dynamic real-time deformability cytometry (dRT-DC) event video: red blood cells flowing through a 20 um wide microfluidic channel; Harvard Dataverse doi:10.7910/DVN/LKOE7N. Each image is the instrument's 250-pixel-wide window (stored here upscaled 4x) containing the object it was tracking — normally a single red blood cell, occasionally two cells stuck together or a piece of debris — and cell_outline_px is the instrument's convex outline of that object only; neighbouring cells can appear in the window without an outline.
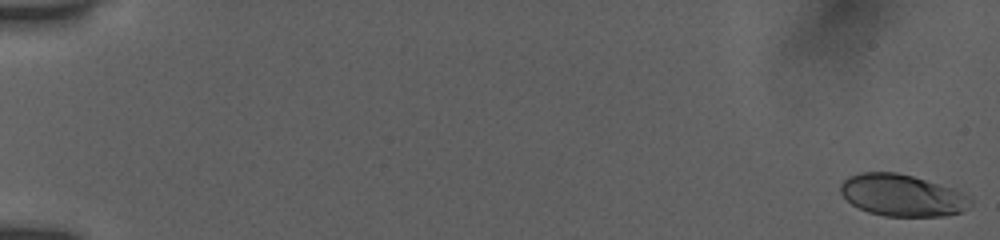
{"species": "human", "species_latin": "Homo sapiens", "temperature_condition": "room temperature", "stored_images_in_passage": 54, "camera_frame_rate_fps": 3000, "um_per_image_px": 0.085, "donor": {"sex": "female"}, "frame": {"image": 1, "passage_image": 1, "time_ms": 0.0, "image_size_px": [1000, 240], "cell_outline_px": [[972, 204], [968, 208], [960, 212], [944, 216], [884, 216], [868, 212], [852, 204], [840, 192], [840, 184], [848, 176], [860, 172], [896, 172], [912, 176], [952, 188], [968, 196], [972, 200]], "centroid_in_image_um": [76.67, 16.6], "position_along_channel_um": 8.3, "area_um2": 31.56}}
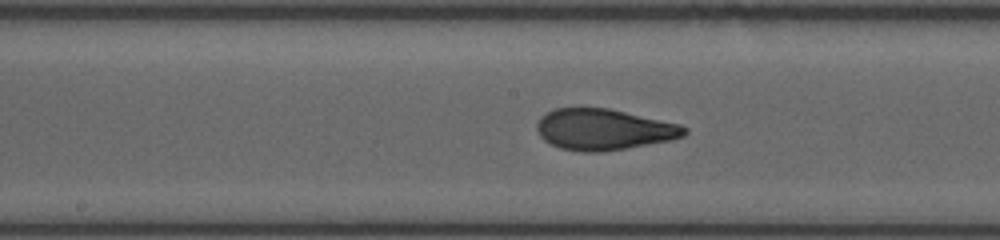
{"frame": {"image": 2, "passage_image": 30, "time_ms": 9.667, "image_size_px": [1000, 240], "cell_outline_px": [[688, 132], [684, 136], [672, 140], [624, 148], [596, 152], [584, 152], [560, 148], [544, 140], [540, 136], [536, 128], [536, 124], [540, 116], [556, 108], [608, 108], [680, 124], [688, 128]], "centroid_in_image_um": [51.32, 11.0], "position_along_channel_um": 196.9, "area_um2": 35.14}}
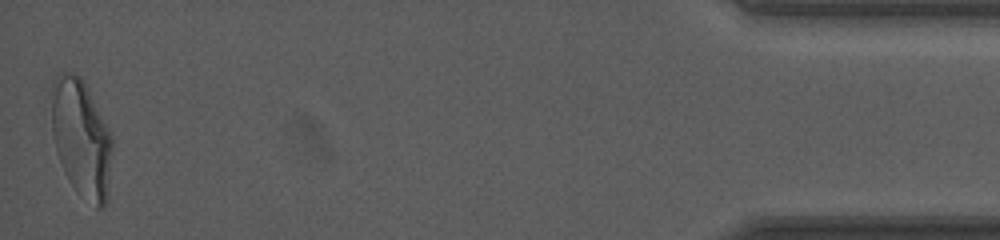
{"frame": {"image": 3, "passage_image": 54, "time_ms": 17.667, "image_size_px": [1000, 240], "cell_outline_px": [[112, 152], [108, 200], [104, 208], [96, 208], [76, 192], [64, 172], [56, 152], [52, 132], [48, 92], [52, 80], [56, 76], [64, 72], [72, 72], [80, 76], [84, 80], [112, 136]], "centroid_in_image_um": [6.88, 11.73], "position_along_channel_um": 428.3, "area_um2": 42.83}, "authors_computed_cell_mechanics": {"area_um2": 35.1713, "velocity_mm_per_s": 3.8949, "shape_relaxation_time_tau1_ms": 5.6464, "shape_relaxation_time_tau2_ms": 0.9123, "deformation_change_tau1": 0.2177, "deformation_change_tau2": 0.0756}}